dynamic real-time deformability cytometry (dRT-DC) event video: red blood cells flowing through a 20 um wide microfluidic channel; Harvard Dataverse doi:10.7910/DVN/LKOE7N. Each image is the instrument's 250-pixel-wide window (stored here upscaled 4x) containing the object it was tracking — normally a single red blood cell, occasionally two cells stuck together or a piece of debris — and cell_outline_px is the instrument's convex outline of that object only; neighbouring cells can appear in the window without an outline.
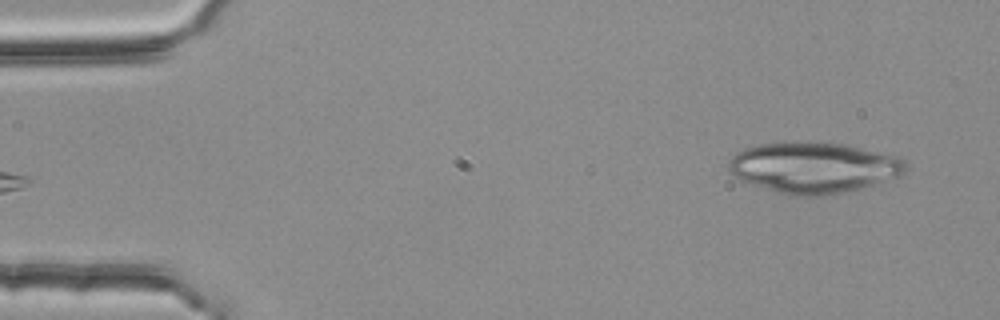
{"species": "common noctule bat (a hibernating species)", "species_latin": "Nyctalus noctula", "temperature_condition": "room temperature", "stored_images_in_passage": 3, "camera_frame_rate_fps": 3000, "um_per_image_px": 0.085, "animal": {"sex": "female", "body_mass_g": 25.1}, "frame": {"image": 1, "passage_image": 3, "time_ms": 0.667, "image_size_px": [1000, 320], "cell_outline_px": [[908, 168], [904, 176], [860, 188], [824, 196], [788, 196], [740, 180], [732, 176], [728, 172], [728, 164], [732, 156], [736, 152], [744, 148], [760, 144], [784, 140], [844, 144], [900, 156], [904, 160]], "centroid_in_image_um": [69.16, 14.23], "position_along_channel_um": 15.8, "area_um2": 53.47}}